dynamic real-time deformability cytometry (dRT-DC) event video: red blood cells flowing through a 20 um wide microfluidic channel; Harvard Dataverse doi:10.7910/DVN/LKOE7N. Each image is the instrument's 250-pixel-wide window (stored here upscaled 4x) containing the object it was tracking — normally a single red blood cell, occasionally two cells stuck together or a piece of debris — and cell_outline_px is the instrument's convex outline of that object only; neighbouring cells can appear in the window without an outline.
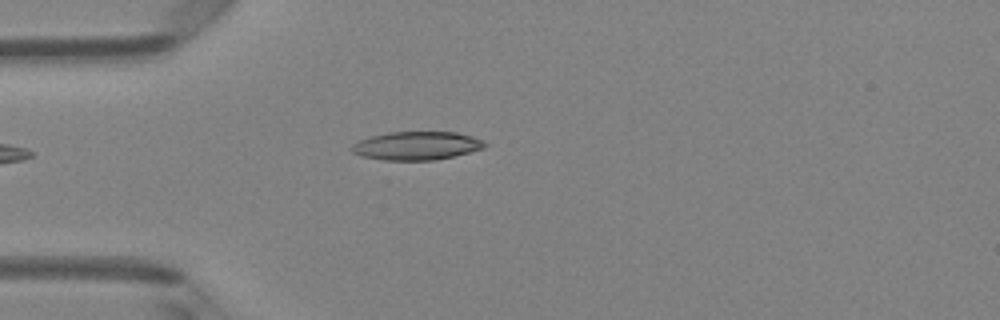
{"species": "Egyptian fruit bat (a non-hibernating species)", "species_latin": "Rousettus aegyptiacus", "temperature_condition": "room temperature", "stored_images_in_passage": 34, "camera_frame_rate_fps": 3000, "um_per_image_px": 0.085, "animal": {"sex": "female"}, "frame": {"image": 1, "passage_image": 1, "time_ms": 0.0, "image_size_px": [1000, 320], "cell_outline_px": [[488, 144], [480, 148], [468, 152], [436, 160], [384, 160], [364, 156], [352, 152], [348, 148], [352, 144], [360, 140], [372, 136], [388, 132], [456, 132], [472, 136], [484, 140]], "centroid_in_image_um": [35.39, 12.38], "position_along_channel_um": 49.6, "area_um2": 21.85}}
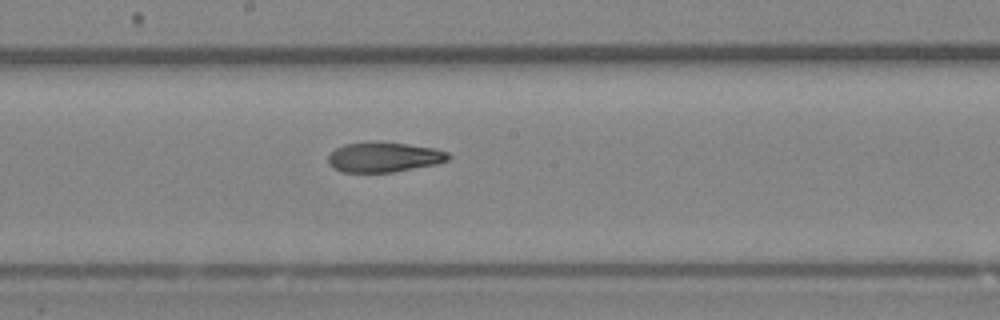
{"frame": {"image": 2, "passage_image": 14, "time_ms": 4.333, "image_size_px": [1000, 320], "cell_outline_px": [[452, 156], [448, 160], [436, 164], [392, 172], [340, 172], [332, 168], [328, 164], [328, 156], [336, 148], [344, 144], [408, 144], [432, 148], [448, 152]], "centroid_in_image_um": [32.63, 13.4], "position_along_channel_um": 215.6, "area_um2": 20.35}}
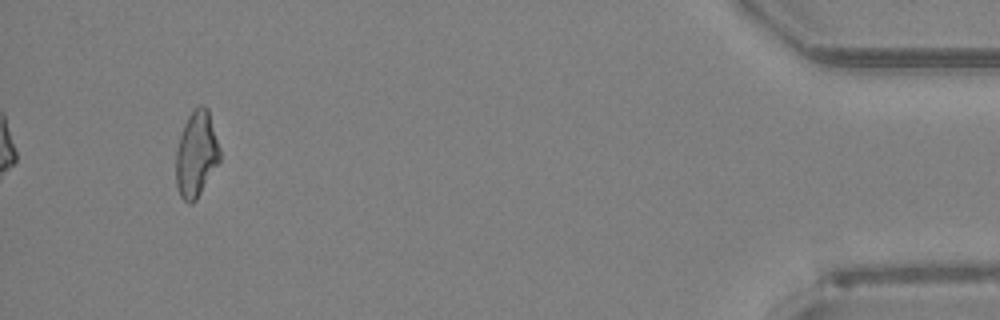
{"frame": {"image": 3, "passage_image": 34, "time_ms": 11.0, "image_size_px": [1000, 320], "cell_outline_px": [[220, 160], [196, 200], [192, 204], [188, 204], [180, 196], [176, 184], [176, 152], [180, 136], [184, 124], [188, 116], [200, 104], [204, 104], [208, 108], [220, 148]], "centroid_in_image_um": [16.69, 13.1], "position_along_channel_um": 418.5, "area_um2": 21.91}, "authors_computed_cell_mechanics": {"area_um2": 21.7039, "velocity_mm_per_s": 4.1081, "shape_relaxation_time_tau1_ms": null, "shape_relaxation_time_tau2_ms": 3.8142, "deformation_change_tau1": null, "deformation_change_tau2": 0.1249}}